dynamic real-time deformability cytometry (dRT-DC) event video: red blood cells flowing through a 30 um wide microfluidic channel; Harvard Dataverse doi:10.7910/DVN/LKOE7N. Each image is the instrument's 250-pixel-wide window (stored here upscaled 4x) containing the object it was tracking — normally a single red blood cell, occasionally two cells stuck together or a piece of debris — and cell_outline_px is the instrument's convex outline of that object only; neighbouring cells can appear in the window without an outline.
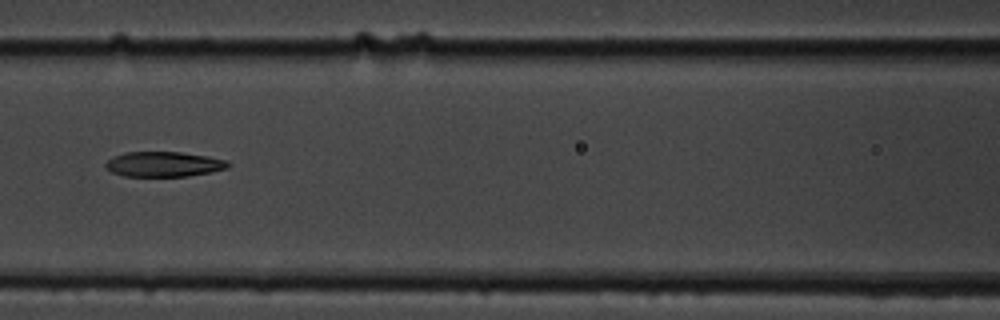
{"species": "common noctule bat (a hibernating species)", "species_latin": "Nyctalus noctula", "temperature_condition": "cold", "stored_images_in_passage": 9, "camera_frame_rate_fps": 3000, "um_per_image_px": 0.085, "animal": {"sex": "male", "body_mass_g": 19.5, "forearm_length_mm": 54.6}, "frame": {"image": 1, "passage_image": 6, "time_ms": 5.667, "image_size_px": [1000, 320], "cell_outline_px": [[232, 164], [228, 168], [212, 172], [188, 176], [124, 176], [112, 172], [104, 168], [104, 164], [112, 156], [124, 152], [180, 152], [208, 156], [228, 160]], "centroid_in_image_um": [13.93, 13.95], "position_along_channel_um": 152.7, "area_um2": 18.15}}
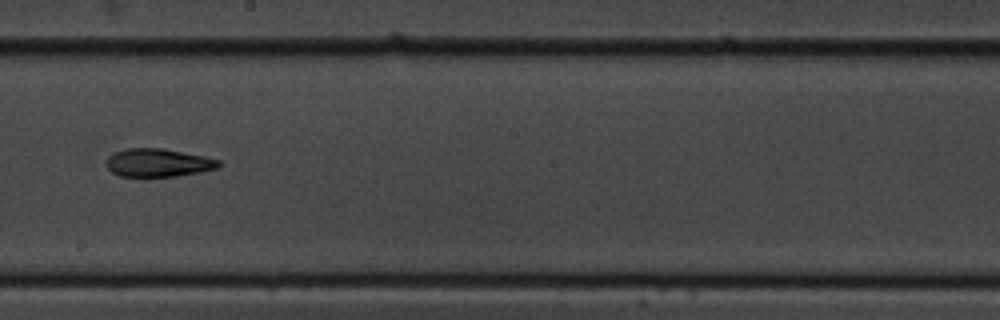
{"frame": {"image": 2, "passage_image": 8, "time_ms": 8.0, "image_size_px": [1000, 320], "cell_outline_px": [[220, 164], [216, 168], [200, 172], [176, 176], [120, 176], [112, 172], [108, 168], [108, 156], [112, 152], [128, 148], [164, 148], [204, 156], [220, 160]], "centroid_in_image_um": [13.44, 13.82], "position_along_channel_um": 234.8, "area_um2": 18.32}}
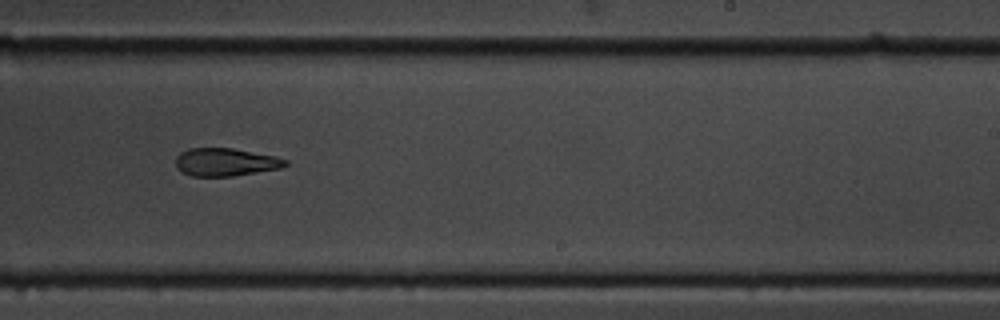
{"frame": {"image": 3, "passage_image": 9, "time_ms": 9.0, "image_size_px": [1000, 320], "cell_outline_px": [[288, 164], [280, 168], [232, 176], [192, 176], [180, 172], [176, 168], [176, 156], [180, 152], [188, 148], [232, 148], [276, 156], [288, 160]], "centroid_in_image_um": [19.14, 13.77], "position_along_channel_um": 269.9, "area_um2": 17.92}}